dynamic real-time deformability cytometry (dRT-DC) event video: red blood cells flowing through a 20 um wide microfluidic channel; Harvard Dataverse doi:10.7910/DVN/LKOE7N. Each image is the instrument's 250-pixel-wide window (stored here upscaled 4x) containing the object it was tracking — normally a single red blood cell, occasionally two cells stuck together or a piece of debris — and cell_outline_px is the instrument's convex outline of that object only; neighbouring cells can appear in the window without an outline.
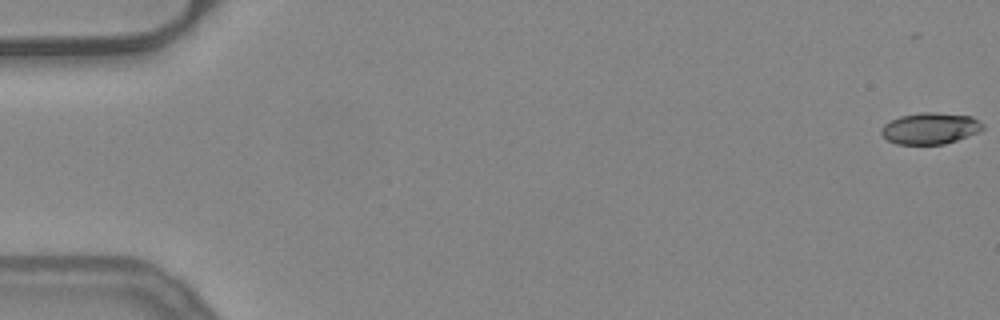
{"species": "common noctule bat (a hibernating species)", "species_latin": "Nyctalus noctula", "temperature_condition": "warm", "stored_images_in_passage": 54, "camera_frame_rate_fps": 3000, "um_per_image_px": 0.085, "animal": {"sex": "female", "body_mass_g": 24.6, "forearm_length_mm": 56.2}, "frame": {"image": 1, "passage_image": 1, "time_ms": 0.0, "image_size_px": [1000, 320], "cell_outline_px": [[984, 128], [980, 132], [944, 144], [896, 144], [888, 140], [880, 132], [880, 128], [884, 124], [900, 116], [920, 112], [936, 112], [972, 116], [984, 124]], "centroid_in_image_um": [79.08, 10.9], "position_along_channel_um": 5.9, "area_um2": 18.67}}
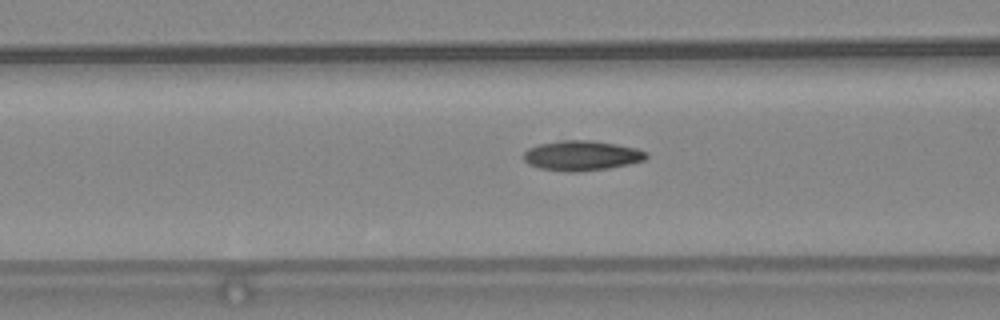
{"frame": {"image": 2, "passage_image": 22, "time_ms": 7.0, "image_size_px": [1000, 320], "cell_outline_px": [[648, 156], [644, 160], [628, 164], [608, 168], [576, 172], [572, 172], [540, 168], [528, 164], [524, 160], [524, 152], [528, 148], [540, 144], [560, 140], [592, 140], [616, 144], [636, 148], [648, 152]], "centroid_in_image_um": [49.44, 13.22], "position_along_channel_um": 117.2, "area_um2": 21.33}}
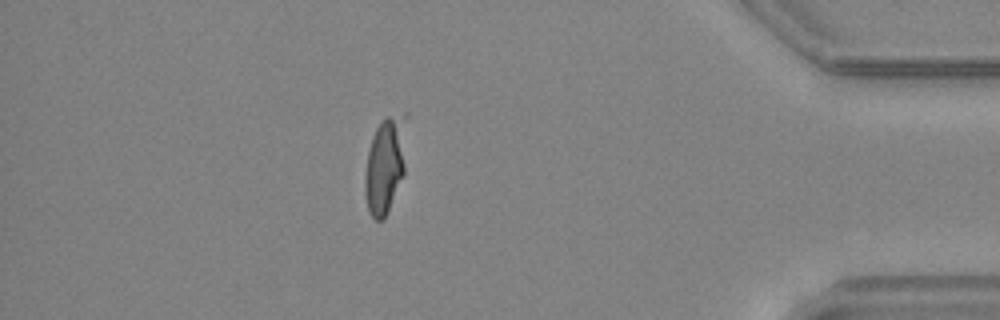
{"frame": {"image": 3, "passage_image": 47, "time_ms": 15.333, "image_size_px": [1000, 320], "cell_outline_px": [[408, 116], [404, 172], [384, 220], [376, 220], [368, 212], [364, 192], [364, 176], [368, 152], [372, 136], [376, 128], [388, 116], [404, 112], [408, 112]], "centroid_in_image_um": [32.76, 13.96], "position_along_channel_um": 402.4, "area_um2": 23.81}, "authors_computed_cell_mechanics": {"area_um2": 20.8369, "velocity_mm_per_s": 3.9361, "shape_relaxation_time_tau1_ms": 8.7584, "shape_relaxation_time_tau2_ms": 2.1632, "deformation_change_tau1": 0.2419, "deformation_change_tau2": 0.0789}}